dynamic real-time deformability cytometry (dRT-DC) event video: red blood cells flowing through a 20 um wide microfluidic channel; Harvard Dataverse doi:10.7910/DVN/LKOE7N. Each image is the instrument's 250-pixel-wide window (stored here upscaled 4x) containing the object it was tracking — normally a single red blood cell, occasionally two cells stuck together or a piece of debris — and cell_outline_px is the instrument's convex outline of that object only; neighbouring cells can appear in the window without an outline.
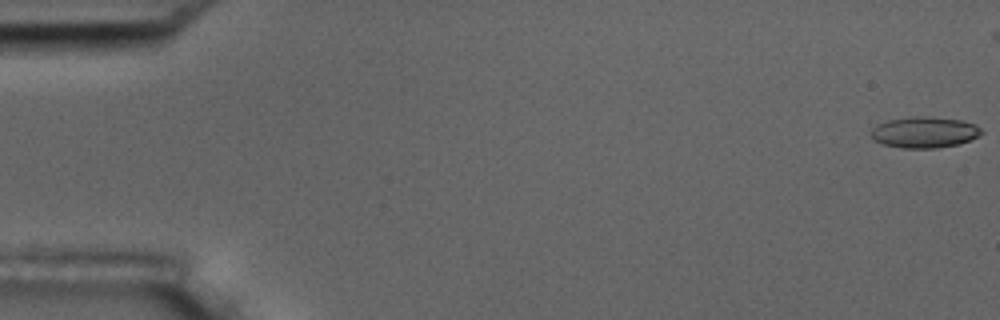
{"species": "common noctule bat (a hibernating species)", "species_latin": "Nyctalus noctula", "temperature_condition": "room temperature", "stored_images_in_passage": 56, "camera_frame_rate_fps": 3000, "um_per_image_px": 0.085, "animal": {"sex": "male", "body_mass_g": 17.5, "forearm_length_mm": 52.3}, "frame": {"image": 1, "passage_image": 1, "time_ms": 0.0, "image_size_px": [1000, 320], "cell_outline_px": [[984, 132], [980, 136], [960, 144], [936, 148], [900, 148], [884, 144], [872, 140], [872, 128], [876, 124], [888, 120], [912, 116], [932, 116], [964, 120], [976, 124]], "centroid_in_image_um": [78.61, 11.23], "position_along_channel_um": 6.4, "area_um2": 20.4}}
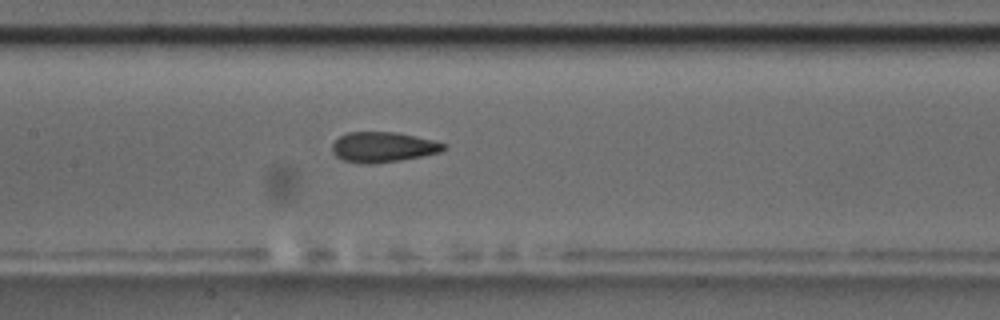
{"frame": {"image": 2, "passage_image": 27, "time_ms": 8.667, "image_size_px": [1000, 320], "cell_outline_px": [[448, 148], [440, 152], [400, 160], [376, 164], [364, 164], [344, 160], [336, 156], [332, 152], [332, 144], [340, 136], [348, 132], [396, 132], [432, 140], [448, 144]], "centroid_in_image_um": [32.56, 12.5], "position_along_channel_um": 174.8, "area_um2": 19.65}}
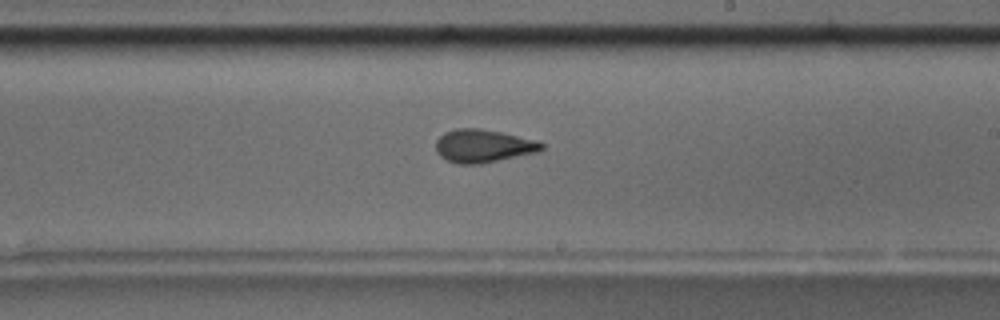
{"frame": {"image": 3, "passage_image": 33, "time_ms": 10.667, "image_size_px": [1000, 320], "cell_outline_px": [[544, 148], [536, 152], [480, 164], [460, 164], [448, 160], [440, 156], [436, 152], [436, 140], [444, 132], [456, 128], [480, 128], [540, 140], [544, 144]], "centroid_in_image_um": [41.08, 12.39], "position_along_channel_um": 247.9, "area_um2": 20.4}}